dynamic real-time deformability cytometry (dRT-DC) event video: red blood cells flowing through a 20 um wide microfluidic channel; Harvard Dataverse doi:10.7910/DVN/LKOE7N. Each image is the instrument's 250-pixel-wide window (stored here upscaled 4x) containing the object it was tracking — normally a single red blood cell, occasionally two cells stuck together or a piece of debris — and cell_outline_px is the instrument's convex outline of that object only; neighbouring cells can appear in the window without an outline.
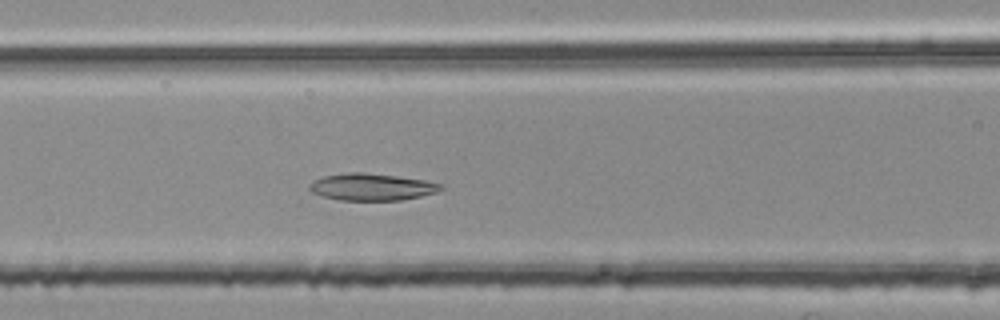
{"species": "common noctule bat (a hibernating species)", "species_latin": "Nyctalus noctula", "temperature_condition": "room temperature", "stored_images_in_passage": 41, "camera_frame_rate_fps": 3000, "um_per_image_px": 0.085, "animal": {"sex": "female", "body_mass_g": 25.1}, "frame": {"image": 1, "passage_image": 17, "time_ms": 5.333, "image_size_px": [1000, 320], "cell_outline_px": [[444, 188], [436, 192], [420, 196], [400, 200], [340, 200], [324, 196], [312, 192], [308, 188], [308, 184], [324, 176], [348, 172], [360, 172], [396, 176], [424, 180], [444, 184]], "centroid_in_image_um": [31.61, 15.89], "position_along_channel_um": 135.0, "area_um2": 20.46}}
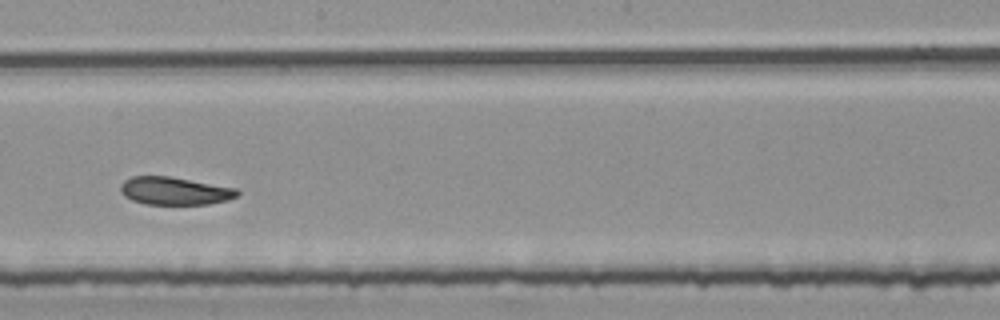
{"frame": {"image": 2, "passage_image": 25, "time_ms": 8.0, "image_size_px": [1000, 320], "cell_outline_px": [[240, 196], [228, 200], [208, 204], [144, 204], [132, 200], [124, 196], [120, 192], [120, 184], [124, 180], [132, 176], [168, 176], [236, 188], [240, 192]], "centroid_in_image_um": [14.84, 16.23], "position_along_channel_um": 233.4, "area_um2": 19.02}}
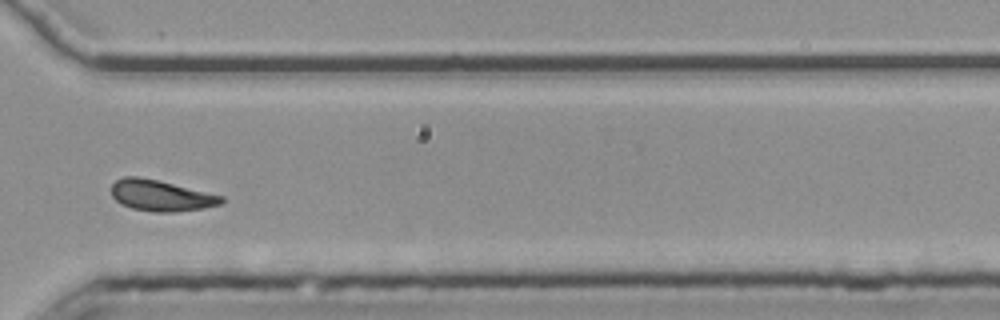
{"frame": {"image": 3, "passage_image": 35, "time_ms": 11.333, "image_size_px": [1000, 320], "cell_outline_px": [[224, 200], [220, 204], [204, 208], [176, 212], [152, 212], [132, 208], [120, 204], [112, 196], [112, 184], [116, 180], [124, 176], [136, 176], [156, 180], [224, 196]], "centroid_in_image_um": [13.66, 16.63], "position_along_channel_um": 356.9, "area_um2": 19.77}}